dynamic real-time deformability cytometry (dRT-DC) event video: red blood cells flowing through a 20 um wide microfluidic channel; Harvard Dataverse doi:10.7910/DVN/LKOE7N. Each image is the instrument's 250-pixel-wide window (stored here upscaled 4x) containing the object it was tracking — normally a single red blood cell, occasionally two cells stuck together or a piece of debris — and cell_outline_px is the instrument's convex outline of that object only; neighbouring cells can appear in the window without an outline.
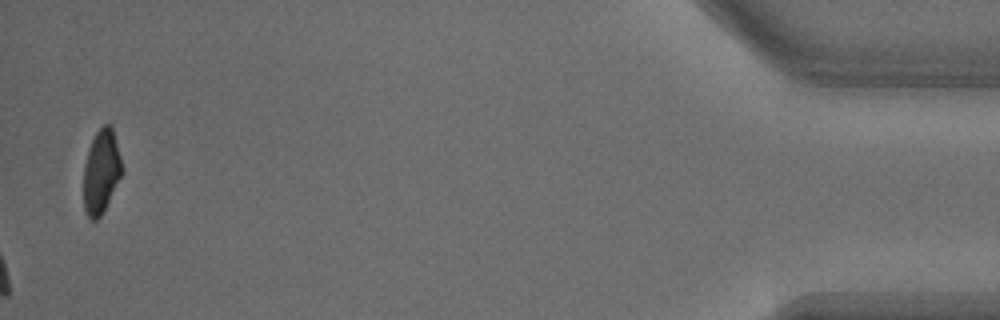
{"species": "common noctule bat (a hibernating species)", "species_latin": "Nyctalus noctula", "temperature_condition": "warm", "stored_images_in_passage": 29, "camera_frame_rate_fps": 3000, "um_per_image_px": 0.085, "animal": {"sex": "male", "body_mass_g": 18.8}, "frame": {"image": 1, "passage_image": 29, "time_ms": 9.333, "image_size_px": [1000, 320], "cell_outline_px": [[124, 172], [104, 212], [96, 220], [92, 220], [88, 216], [84, 208], [84, 164], [88, 148], [96, 132], [104, 124], [112, 124]], "centroid_in_image_um": [8.63, 14.58], "position_along_channel_um": 426.6, "area_um2": 19.02}}